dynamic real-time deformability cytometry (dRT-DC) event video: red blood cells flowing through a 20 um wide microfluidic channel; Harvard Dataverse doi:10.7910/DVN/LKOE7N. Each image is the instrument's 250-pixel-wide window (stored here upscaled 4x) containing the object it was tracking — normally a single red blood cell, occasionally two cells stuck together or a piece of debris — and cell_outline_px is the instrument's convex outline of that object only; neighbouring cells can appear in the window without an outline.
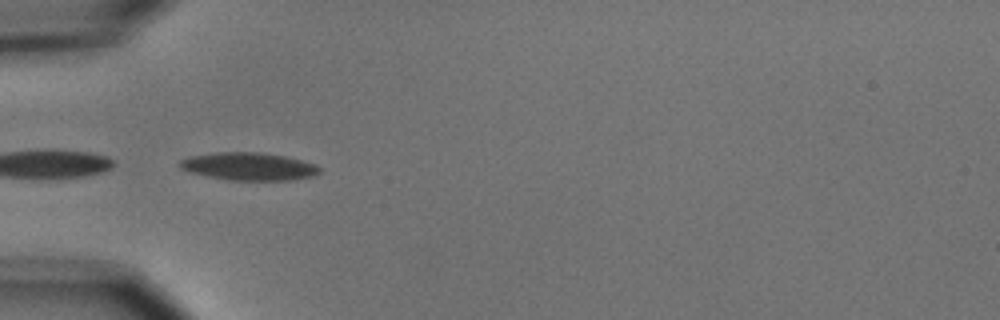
{"species": "common noctule bat (a hibernating species)", "species_latin": "Nyctalus noctula", "temperature_condition": "cold", "stored_images_in_passage": 5, "camera_frame_rate_fps": 3000, "um_per_image_px": 0.085, "animal": {"sex": "male", "body_mass_g": 15.6}, "frame": {"image": 1, "passage_image": 5, "time_ms": 4.667, "image_size_px": [1000, 320], "cell_outline_px": [[320, 172], [312, 176], [292, 180], [228, 180], [188, 172], [180, 168], [176, 164], [180, 160], [192, 156], [216, 152], [260, 152], [284, 156], [316, 164], [320, 168]], "centroid_in_image_um": [21.12, 14.14], "position_along_channel_um": 63.9, "area_um2": 22.6}}